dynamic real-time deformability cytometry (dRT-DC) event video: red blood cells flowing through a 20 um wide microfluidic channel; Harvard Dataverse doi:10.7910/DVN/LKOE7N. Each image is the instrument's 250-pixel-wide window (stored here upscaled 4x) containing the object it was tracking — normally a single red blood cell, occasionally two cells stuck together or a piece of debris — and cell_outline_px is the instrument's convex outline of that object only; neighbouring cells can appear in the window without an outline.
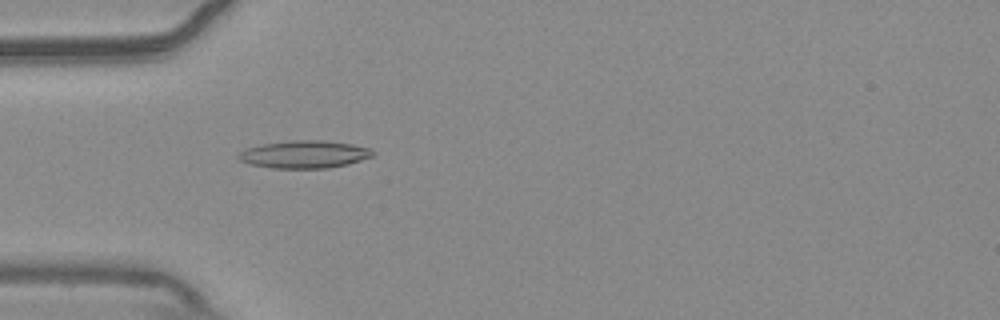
{"species": "common noctule bat (a hibernating species)", "species_latin": "Nyctalus noctula", "temperature_condition": "warm", "stored_images_in_passage": 55, "camera_frame_rate_fps": 3000, "um_per_image_px": 0.085, "animal": {"sex": "male", "body_mass_g": 20.4}, "frame": {"image": 1, "passage_image": 17, "time_ms": 5.333, "image_size_px": [1000, 320], "cell_outline_px": [[376, 152], [372, 156], [348, 164], [328, 168], [272, 168], [248, 164], [240, 160], [236, 156], [240, 152], [248, 148], [264, 144], [292, 140], [324, 140], [352, 144], [368, 148]], "centroid_in_image_um": [25.87, 13.12], "position_along_channel_um": 59.1, "area_um2": 21.5}}
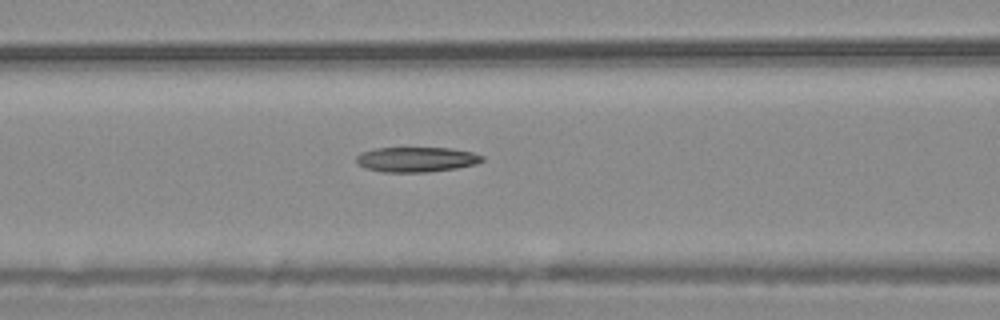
{"frame": {"image": 2, "passage_image": 23, "time_ms": 7.333, "image_size_px": [1000, 320], "cell_outline_px": [[484, 160], [476, 164], [456, 168], [428, 172], [380, 172], [364, 168], [356, 164], [356, 156], [360, 152], [376, 148], [452, 148], [472, 152], [484, 156]], "centroid_in_image_um": [35.36, 13.55], "position_along_channel_um": 131.2, "area_um2": 18.55}}
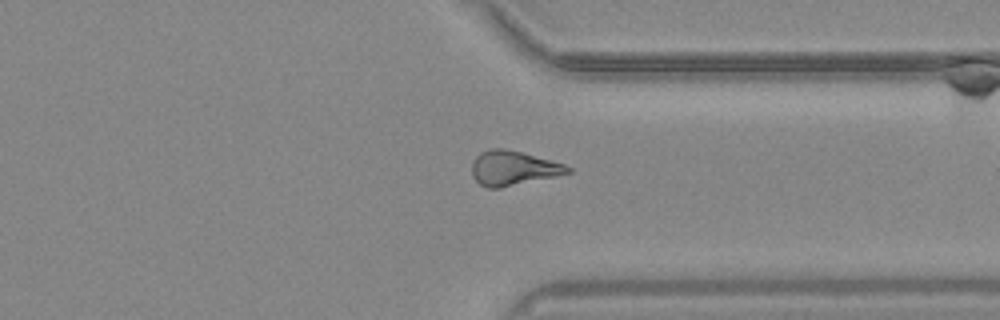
{"frame": {"image": 3, "passage_image": 42, "time_ms": 13.667, "image_size_px": [1000, 320], "cell_outline_px": [[572, 172], [556, 176], [500, 188], [488, 188], [480, 184], [472, 176], [472, 164], [476, 156], [480, 152], [492, 148], [504, 148], [520, 152], [564, 164], [572, 168]], "centroid_in_image_um": [43.6, 14.29], "position_along_channel_um": 367.8, "area_um2": 19.13}}